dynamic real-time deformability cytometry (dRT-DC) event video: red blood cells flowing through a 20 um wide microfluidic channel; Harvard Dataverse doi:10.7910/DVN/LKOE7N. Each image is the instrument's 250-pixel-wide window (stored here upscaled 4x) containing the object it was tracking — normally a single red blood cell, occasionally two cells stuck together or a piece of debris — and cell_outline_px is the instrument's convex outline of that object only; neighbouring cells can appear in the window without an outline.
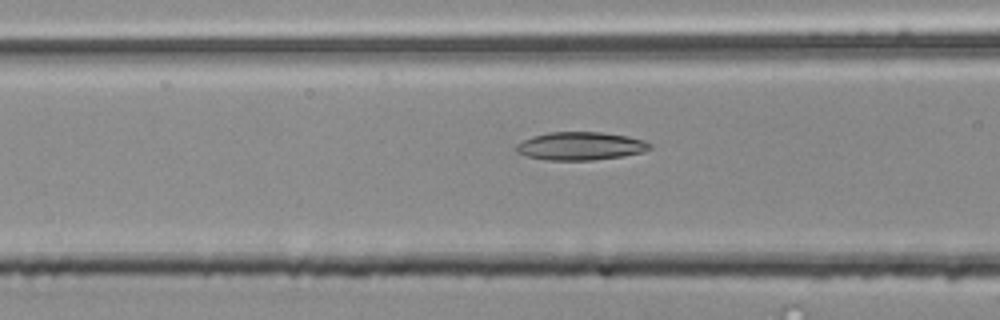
{"species": "common noctule bat (a hibernating species)", "species_latin": "Nyctalus noctula", "temperature_condition": "room temperature", "stored_images_in_passage": 44, "camera_frame_rate_fps": 3000, "um_per_image_px": 0.085, "animal": {"sex": "male", "body_mass_g": 20.4}, "frame": {"image": 1, "passage_image": 11, "time_ms": 3.333, "image_size_px": [1000, 320], "cell_outline_px": [[652, 148], [644, 152], [624, 156], [592, 160], [544, 160], [528, 156], [516, 152], [516, 144], [532, 136], [548, 132], [600, 132], [628, 136], [644, 140], [652, 144]], "centroid_in_image_um": [49.37, 12.41], "position_along_channel_um": 117.2, "area_um2": 22.02}}
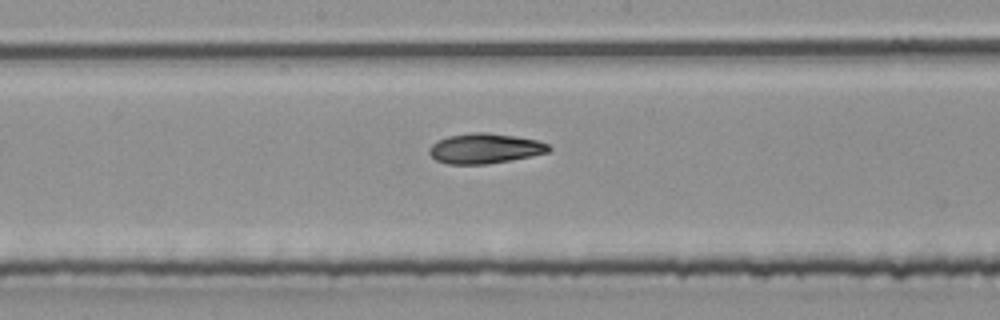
{"frame": {"image": 2, "passage_image": 18, "time_ms": 5.667, "image_size_px": [1000, 320], "cell_outline_px": [[552, 148], [548, 152], [532, 156], [488, 164], [448, 164], [436, 160], [428, 152], [428, 148], [436, 140], [448, 136], [472, 132], [488, 132], [516, 136], [536, 140], [548, 144]], "centroid_in_image_um": [41.2, 12.61], "position_along_channel_um": 207.0, "area_um2": 21.1}}
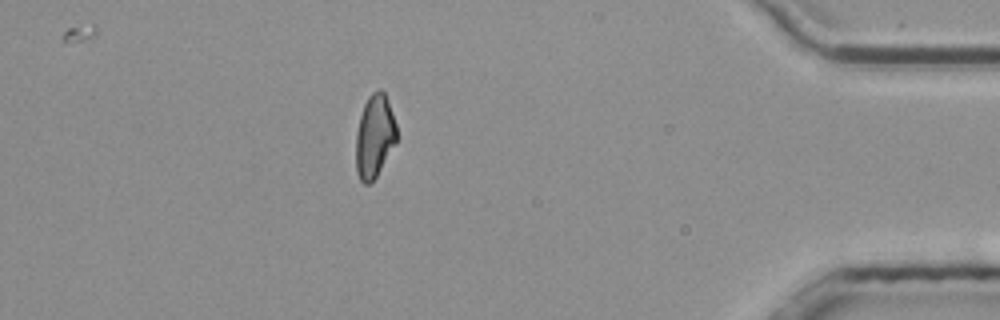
{"frame": {"image": 3, "passage_image": 37, "time_ms": 12.0, "image_size_px": [1000, 320], "cell_outline_px": [[396, 144], [376, 176], [368, 184], [364, 184], [360, 180], [356, 172], [356, 132], [360, 116], [364, 104], [368, 96], [372, 92], [380, 88], [384, 92], [388, 100], [396, 124]], "centroid_in_image_um": [31.83, 11.57], "position_along_channel_um": 403.4, "area_um2": 19.77}, "authors_computed_cell_mechanics": {"area_um2": 20.6635, "velocity_mm_per_s": 3.8405, "shape_relaxation_time_tau1_ms": null, "shape_relaxation_time_tau2_ms": 6.3386, "deformation_change_tau1": null, "deformation_change_tau2": 0.1389}}